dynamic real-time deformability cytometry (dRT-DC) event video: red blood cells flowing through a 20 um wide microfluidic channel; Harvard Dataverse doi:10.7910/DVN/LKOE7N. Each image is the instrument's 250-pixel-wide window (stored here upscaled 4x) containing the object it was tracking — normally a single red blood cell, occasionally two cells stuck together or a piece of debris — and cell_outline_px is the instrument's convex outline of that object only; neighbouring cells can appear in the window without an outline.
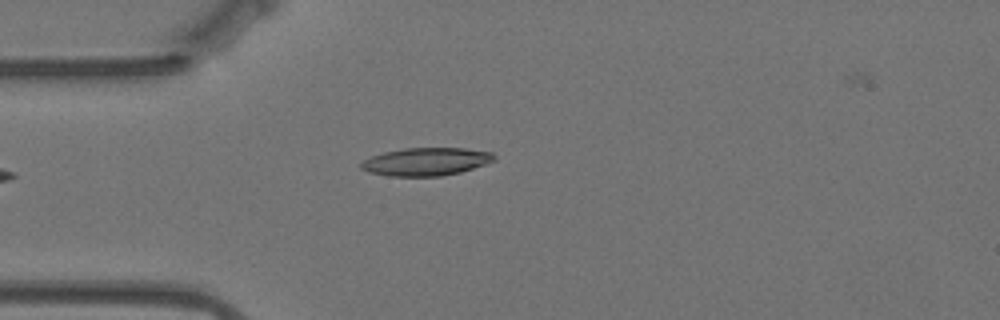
{"species": "Egyptian fruit bat (a non-hibernating species)", "species_latin": "Rousettus aegyptiacus", "temperature_condition": "warm", "stored_images_in_passage": 43, "camera_frame_rate_fps": 3000, "um_per_image_px": 0.085, "animal": {"sex": "female"}, "frame": {"image": 1, "passage_image": 1, "time_ms": 0.0, "image_size_px": [1000, 320], "cell_outline_px": [[496, 156], [492, 160], [484, 164], [460, 172], [440, 176], [388, 176], [368, 172], [360, 168], [360, 164], [364, 160], [372, 156], [384, 152], [404, 148], [464, 148], [492, 152]], "centroid_in_image_um": [36.18, 13.74], "position_along_channel_um": 48.8, "area_um2": 21.5}}
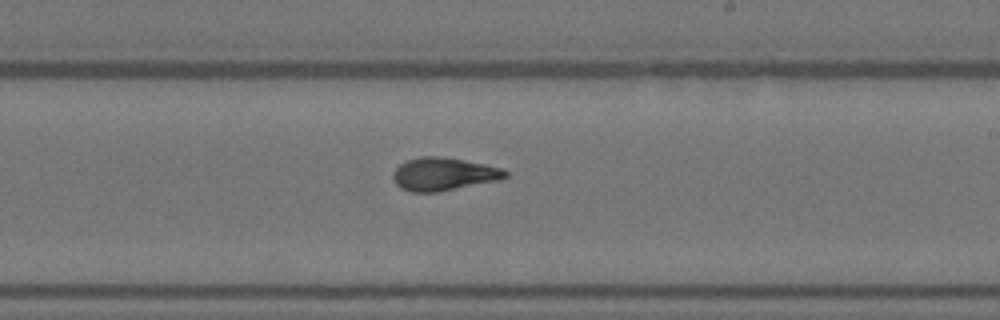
{"frame": {"image": 2, "passage_image": 19, "time_ms": 6.0, "image_size_px": [1000, 320], "cell_outline_px": [[508, 176], [500, 180], [436, 192], [412, 192], [400, 188], [396, 184], [392, 176], [392, 172], [400, 164], [408, 160], [420, 156], [440, 156], [484, 164], [500, 168], [508, 172]], "centroid_in_image_um": [37.68, 14.8], "position_along_channel_um": 251.3, "area_um2": 21.44}}
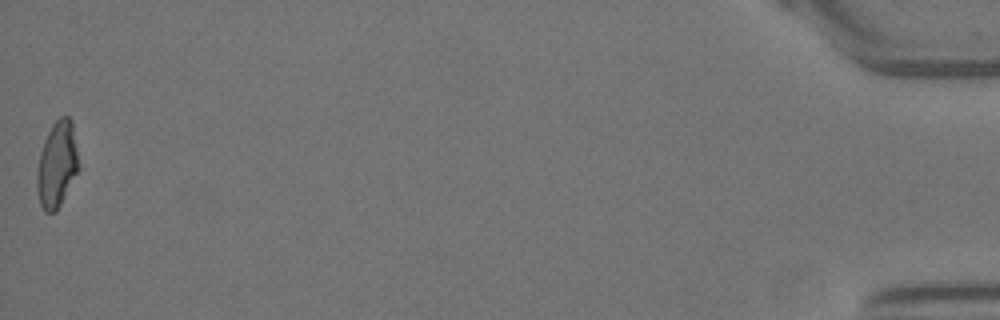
{"frame": {"image": 3, "passage_image": 43, "time_ms": 14.0, "image_size_px": [1000, 320], "cell_outline_px": [[80, 168], [56, 212], [44, 212], [40, 204], [36, 188], [36, 176], [40, 152], [44, 140], [52, 124], [60, 116], [68, 116], [72, 120]], "centroid_in_image_um": [4.84, 13.98], "position_along_channel_um": 430.4, "area_um2": 21.04}, "authors_computed_cell_mechanics": {"area_um2": 21.097, "velocity_mm_per_s": 3.5219, "shape_relaxation_time_tau1_ms": null, "shape_relaxation_time_tau2_ms": 1.7805, "deformation_change_tau1": null, "deformation_change_tau2": 0.0934}}